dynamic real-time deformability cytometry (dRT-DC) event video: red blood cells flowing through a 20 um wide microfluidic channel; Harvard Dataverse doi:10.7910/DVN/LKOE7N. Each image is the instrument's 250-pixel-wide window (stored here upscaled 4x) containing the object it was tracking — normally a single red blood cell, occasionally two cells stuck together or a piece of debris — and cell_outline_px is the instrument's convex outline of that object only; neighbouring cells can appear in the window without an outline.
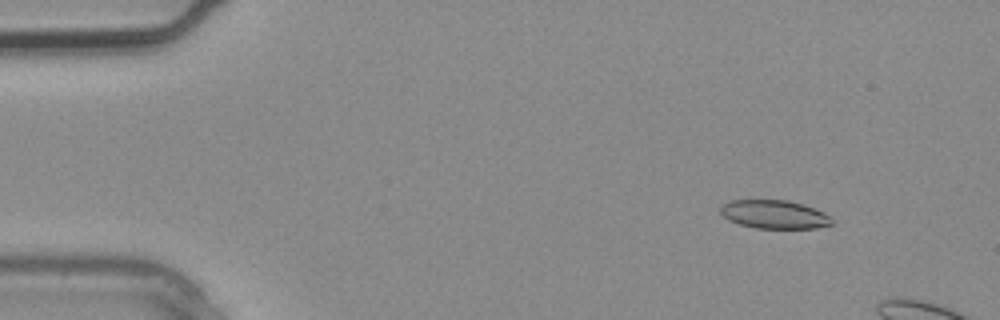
{"species": "common noctule bat (a hibernating species)", "species_latin": "Nyctalus noctula", "temperature_condition": "warm", "stored_images_in_passage": 3, "camera_frame_rate_fps": 3000, "um_per_image_px": 0.085, "animal": {"sex": "male", "body_mass_g": 20.4}, "frame": {"image": 1, "passage_image": 1, "time_ms": 0.0, "image_size_px": [1000, 320], "cell_outline_px": [[832, 224], [816, 228], [756, 228], [740, 224], [728, 220], [720, 212], [720, 208], [728, 200], [788, 200], [804, 204], [824, 212], [832, 220]], "centroid_in_image_um": [65.81, 18.21], "position_along_channel_um": 19.2, "area_um2": 18.44}}